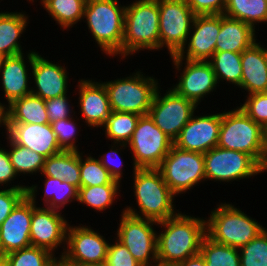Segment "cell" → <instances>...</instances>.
<instances>
[{
  "mask_svg": "<svg viewBox=\"0 0 267 266\" xmlns=\"http://www.w3.org/2000/svg\"><path fill=\"white\" fill-rule=\"evenodd\" d=\"M158 263L177 265L200 253L201 242L206 236L204 217L186 215L181 211L175 216L158 222Z\"/></svg>",
  "mask_w": 267,
  "mask_h": 266,
  "instance_id": "cell-1",
  "label": "cell"
},
{
  "mask_svg": "<svg viewBox=\"0 0 267 266\" xmlns=\"http://www.w3.org/2000/svg\"><path fill=\"white\" fill-rule=\"evenodd\" d=\"M133 175V196L139 211L133 206H126L122 209L124 212L156 222L164 221L179 212L175 209L176 196L165 183L158 168H135Z\"/></svg>",
  "mask_w": 267,
  "mask_h": 266,
  "instance_id": "cell-2",
  "label": "cell"
},
{
  "mask_svg": "<svg viewBox=\"0 0 267 266\" xmlns=\"http://www.w3.org/2000/svg\"><path fill=\"white\" fill-rule=\"evenodd\" d=\"M125 6L122 60L141 50H160L158 0H134Z\"/></svg>",
  "mask_w": 267,
  "mask_h": 266,
  "instance_id": "cell-3",
  "label": "cell"
},
{
  "mask_svg": "<svg viewBox=\"0 0 267 266\" xmlns=\"http://www.w3.org/2000/svg\"><path fill=\"white\" fill-rule=\"evenodd\" d=\"M119 3V0H87L83 21L102 54L122 59L126 6Z\"/></svg>",
  "mask_w": 267,
  "mask_h": 266,
  "instance_id": "cell-4",
  "label": "cell"
},
{
  "mask_svg": "<svg viewBox=\"0 0 267 266\" xmlns=\"http://www.w3.org/2000/svg\"><path fill=\"white\" fill-rule=\"evenodd\" d=\"M218 147L252 156L267 171V151L263 127L251 119L239 106L221 113Z\"/></svg>",
  "mask_w": 267,
  "mask_h": 266,
  "instance_id": "cell-5",
  "label": "cell"
},
{
  "mask_svg": "<svg viewBox=\"0 0 267 266\" xmlns=\"http://www.w3.org/2000/svg\"><path fill=\"white\" fill-rule=\"evenodd\" d=\"M206 220V236L216 243L241 248L247 245L266 227L235 204L222 202Z\"/></svg>",
  "mask_w": 267,
  "mask_h": 266,
  "instance_id": "cell-6",
  "label": "cell"
},
{
  "mask_svg": "<svg viewBox=\"0 0 267 266\" xmlns=\"http://www.w3.org/2000/svg\"><path fill=\"white\" fill-rule=\"evenodd\" d=\"M108 93L111 111L148 115L154 96L160 87L155 76L135 70L129 76L101 81Z\"/></svg>",
  "mask_w": 267,
  "mask_h": 266,
  "instance_id": "cell-7",
  "label": "cell"
},
{
  "mask_svg": "<svg viewBox=\"0 0 267 266\" xmlns=\"http://www.w3.org/2000/svg\"><path fill=\"white\" fill-rule=\"evenodd\" d=\"M38 188L41 189L37 184L27 186V196L33 201L30 241L32 246L46 249L55 256L58 247L63 245L61 247L63 250L58 255L60 259L65 251L70 222L63 216L62 211L38 206L36 199Z\"/></svg>",
  "mask_w": 267,
  "mask_h": 266,
  "instance_id": "cell-8",
  "label": "cell"
},
{
  "mask_svg": "<svg viewBox=\"0 0 267 266\" xmlns=\"http://www.w3.org/2000/svg\"><path fill=\"white\" fill-rule=\"evenodd\" d=\"M158 169L176 197L206 181L204 153L182 150L174 145Z\"/></svg>",
  "mask_w": 267,
  "mask_h": 266,
  "instance_id": "cell-9",
  "label": "cell"
},
{
  "mask_svg": "<svg viewBox=\"0 0 267 266\" xmlns=\"http://www.w3.org/2000/svg\"><path fill=\"white\" fill-rule=\"evenodd\" d=\"M174 145L149 115L140 116L127 148L132 154V168H158Z\"/></svg>",
  "mask_w": 267,
  "mask_h": 266,
  "instance_id": "cell-10",
  "label": "cell"
},
{
  "mask_svg": "<svg viewBox=\"0 0 267 266\" xmlns=\"http://www.w3.org/2000/svg\"><path fill=\"white\" fill-rule=\"evenodd\" d=\"M120 216L115 238L126 246L135 260L142 266H151L158 263V232L154 228L155 225L157 227L158 222L135 217L124 211Z\"/></svg>",
  "mask_w": 267,
  "mask_h": 266,
  "instance_id": "cell-11",
  "label": "cell"
},
{
  "mask_svg": "<svg viewBox=\"0 0 267 266\" xmlns=\"http://www.w3.org/2000/svg\"><path fill=\"white\" fill-rule=\"evenodd\" d=\"M204 160L206 181L232 183L267 172L252 156L218 146L204 153Z\"/></svg>",
  "mask_w": 267,
  "mask_h": 266,
  "instance_id": "cell-12",
  "label": "cell"
},
{
  "mask_svg": "<svg viewBox=\"0 0 267 266\" xmlns=\"http://www.w3.org/2000/svg\"><path fill=\"white\" fill-rule=\"evenodd\" d=\"M160 50L176 55L185 45L196 14L185 0H158ZM164 47V48H163Z\"/></svg>",
  "mask_w": 267,
  "mask_h": 266,
  "instance_id": "cell-13",
  "label": "cell"
},
{
  "mask_svg": "<svg viewBox=\"0 0 267 266\" xmlns=\"http://www.w3.org/2000/svg\"><path fill=\"white\" fill-rule=\"evenodd\" d=\"M160 89V90H159ZM158 88L148 115L154 124L173 141L198 109L193 101L177 94L171 87L161 93Z\"/></svg>",
  "mask_w": 267,
  "mask_h": 266,
  "instance_id": "cell-14",
  "label": "cell"
},
{
  "mask_svg": "<svg viewBox=\"0 0 267 266\" xmlns=\"http://www.w3.org/2000/svg\"><path fill=\"white\" fill-rule=\"evenodd\" d=\"M170 58H172V66L176 69L175 76L179 79L171 88L180 96L199 105L201 99L204 100V97L209 96L216 91L217 86L219 87L209 61L187 60L177 58L175 55ZM179 72L180 76L177 75Z\"/></svg>",
  "mask_w": 267,
  "mask_h": 266,
  "instance_id": "cell-15",
  "label": "cell"
},
{
  "mask_svg": "<svg viewBox=\"0 0 267 266\" xmlns=\"http://www.w3.org/2000/svg\"><path fill=\"white\" fill-rule=\"evenodd\" d=\"M109 241L89 226L71 225L67 229L66 247L58 263L105 264Z\"/></svg>",
  "mask_w": 267,
  "mask_h": 266,
  "instance_id": "cell-16",
  "label": "cell"
},
{
  "mask_svg": "<svg viewBox=\"0 0 267 266\" xmlns=\"http://www.w3.org/2000/svg\"><path fill=\"white\" fill-rule=\"evenodd\" d=\"M220 126V112L203 116L194 114L174 140V146L186 151L206 153L217 147Z\"/></svg>",
  "mask_w": 267,
  "mask_h": 266,
  "instance_id": "cell-17",
  "label": "cell"
},
{
  "mask_svg": "<svg viewBox=\"0 0 267 266\" xmlns=\"http://www.w3.org/2000/svg\"><path fill=\"white\" fill-rule=\"evenodd\" d=\"M220 15H196L185 45L175 55L187 60L208 61L215 52L220 32Z\"/></svg>",
  "mask_w": 267,
  "mask_h": 266,
  "instance_id": "cell-18",
  "label": "cell"
},
{
  "mask_svg": "<svg viewBox=\"0 0 267 266\" xmlns=\"http://www.w3.org/2000/svg\"><path fill=\"white\" fill-rule=\"evenodd\" d=\"M58 63V64H57ZM33 87L31 93L43 100L68 94L69 72L59 62L49 61L33 49V65L31 67ZM35 85V86H34Z\"/></svg>",
  "mask_w": 267,
  "mask_h": 266,
  "instance_id": "cell-19",
  "label": "cell"
},
{
  "mask_svg": "<svg viewBox=\"0 0 267 266\" xmlns=\"http://www.w3.org/2000/svg\"><path fill=\"white\" fill-rule=\"evenodd\" d=\"M33 201L26 195L0 226L2 257L12 251L32 246L30 241Z\"/></svg>",
  "mask_w": 267,
  "mask_h": 266,
  "instance_id": "cell-20",
  "label": "cell"
},
{
  "mask_svg": "<svg viewBox=\"0 0 267 266\" xmlns=\"http://www.w3.org/2000/svg\"><path fill=\"white\" fill-rule=\"evenodd\" d=\"M27 56V57H26ZM27 61H26V60ZM28 64V66H27ZM33 65V50L25 53L8 56L0 69V81L6 107L14 100L31 94V71ZM30 66V68H28ZM30 74H29V72ZM29 74V75H28ZM30 86V87H29ZM8 102V104H7Z\"/></svg>",
  "mask_w": 267,
  "mask_h": 266,
  "instance_id": "cell-21",
  "label": "cell"
},
{
  "mask_svg": "<svg viewBox=\"0 0 267 266\" xmlns=\"http://www.w3.org/2000/svg\"><path fill=\"white\" fill-rule=\"evenodd\" d=\"M76 89H78V109L82 115L84 124L88 127H103L107 118L111 114L108 93L104 84L91 79H79Z\"/></svg>",
  "mask_w": 267,
  "mask_h": 266,
  "instance_id": "cell-22",
  "label": "cell"
},
{
  "mask_svg": "<svg viewBox=\"0 0 267 266\" xmlns=\"http://www.w3.org/2000/svg\"><path fill=\"white\" fill-rule=\"evenodd\" d=\"M5 133L15 144L35 151L45 158L63 151L50 123H7Z\"/></svg>",
  "mask_w": 267,
  "mask_h": 266,
  "instance_id": "cell-23",
  "label": "cell"
},
{
  "mask_svg": "<svg viewBox=\"0 0 267 266\" xmlns=\"http://www.w3.org/2000/svg\"><path fill=\"white\" fill-rule=\"evenodd\" d=\"M255 42L241 53L242 79L239 88L247 95L267 92V57L265 45Z\"/></svg>",
  "mask_w": 267,
  "mask_h": 266,
  "instance_id": "cell-24",
  "label": "cell"
},
{
  "mask_svg": "<svg viewBox=\"0 0 267 266\" xmlns=\"http://www.w3.org/2000/svg\"><path fill=\"white\" fill-rule=\"evenodd\" d=\"M255 32L256 30L249 24L221 14V27L215 51L242 53L257 42Z\"/></svg>",
  "mask_w": 267,
  "mask_h": 266,
  "instance_id": "cell-25",
  "label": "cell"
},
{
  "mask_svg": "<svg viewBox=\"0 0 267 266\" xmlns=\"http://www.w3.org/2000/svg\"><path fill=\"white\" fill-rule=\"evenodd\" d=\"M26 12L0 11V53L4 56H12L23 53L19 42L21 35L26 32L29 23Z\"/></svg>",
  "mask_w": 267,
  "mask_h": 266,
  "instance_id": "cell-26",
  "label": "cell"
},
{
  "mask_svg": "<svg viewBox=\"0 0 267 266\" xmlns=\"http://www.w3.org/2000/svg\"><path fill=\"white\" fill-rule=\"evenodd\" d=\"M41 176L67 181L77 189L81 187L80 151H62L45 158Z\"/></svg>",
  "mask_w": 267,
  "mask_h": 266,
  "instance_id": "cell-27",
  "label": "cell"
},
{
  "mask_svg": "<svg viewBox=\"0 0 267 266\" xmlns=\"http://www.w3.org/2000/svg\"><path fill=\"white\" fill-rule=\"evenodd\" d=\"M7 123L48 124L45 100L32 93L6 107Z\"/></svg>",
  "mask_w": 267,
  "mask_h": 266,
  "instance_id": "cell-28",
  "label": "cell"
},
{
  "mask_svg": "<svg viewBox=\"0 0 267 266\" xmlns=\"http://www.w3.org/2000/svg\"><path fill=\"white\" fill-rule=\"evenodd\" d=\"M87 0H40L43 9L46 10L52 20L64 30H69L73 25L80 23L84 17V9Z\"/></svg>",
  "mask_w": 267,
  "mask_h": 266,
  "instance_id": "cell-29",
  "label": "cell"
},
{
  "mask_svg": "<svg viewBox=\"0 0 267 266\" xmlns=\"http://www.w3.org/2000/svg\"><path fill=\"white\" fill-rule=\"evenodd\" d=\"M224 15L249 24L254 29L257 23L267 24L266 0H227Z\"/></svg>",
  "mask_w": 267,
  "mask_h": 266,
  "instance_id": "cell-30",
  "label": "cell"
},
{
  "mask_svg": "<svg viewBox=\"0 0 267 266\" xmlns=\"http://www.w3.org/2000/svg\"><path fill=\"white\" fill-rule=\"evenodd\" d=\"M208 61L212 65L218 85L220 82L226 81V84L240 87L242 79L241 53L215 51Z\"/></svg>",
  "mask_w": 267,
  "mask_h": 266,
  "instance_id": "cell-31",
  "label": "cell"
},
{
  "mask_svg": "<svg viewBox=\"0 0 267 266\" xmlns=\"http://www.w3.org/2000/svg\"><path fill=\"white\" fill-rule=\"evenodd\" d=\"M45 178L44 181V189L42 188L43 194V203L42 205L62 211V208L65 209V206L74 201L78 200V189L69 184L67 181H62L60 179H55L49 176H43Z\"/></svg>",
  "mask_w": 267,
  "mask_h": 266,
  "instance_id": "cell-32",
  "label": "cell"
},
{
  "mask_svg": "<svg viewBox=\"0 0 267 266\" xmlns=\"http://www.w3.org/2000/svg\"><path fill=\"white\" fill-rule=\"evenodd\" d=\"M121 184H105L90 187H80L78 189V200L80 204H85L93 208L96 212L105 211L115 203L120 196Z\"/></svg>",
  "mask_w": 267,
  "mask_h": 266,
  "instance_id": "cell-33",
  "label": "cell"
},
{
  "mask_svg": "<svg viewBox=\"0 0 267 266\" xmlns=\"http://www.w3.org/2000/svg\"><path fill=\"white\" fill-rule=\"evenodd\" d=\"M5 138L7 139V148L9 147L10 161L17 175L21 176L23 174L25 176L27 174V176H36L37 173L40 174L42 172L45 163L44 156L15 144L8 136Z\"/></svg>",
  "mask_w": 267,
  "mask_h": 266,
  "instance_id": "cell-34",
  "label": "cell"
},
{
  "mask_svg": "<svg viewBox=\"0 0 267 266\" xmlns=\"http://www.w3.org/2000/svg\"><path fill=\"white\" fill-rule=\"evenodd\" d=\"M140 115L112 111L102 130L112 143L126 144L130 141Z\"/></svg>",
  "mask_w": 267,
  "mask_h": 266,
  "instance_id": "cell-35",
  "label": "cell"
},
{
  "mask_svg": "<svg viewBox=\"0 0 267 266\" xmlns=\"http://www.w3.org/2000/svg\"><path fill=\"white\" fill-rule=\"evenodd\" d=\"M200 254L206 266H241L238 248L216 243L207 236L201 242Z\"/></svg>",
  "mask_w": 267,
  "mask_h": 266,
  "instance_id": "cell-36",
  "label": "cell"
},
{
  "mask_svg": "<svg viewBox=\"0 0 267 266\" xmlns=\"http://www.w3.org/2000/svg\"><path fill=\"white\" fill-rule=\"evenodd\" d=\"M6 266H58L56 257L46 249L29 246L3 256Z\"/></svg>",
  "mask_w": 267,
  "mask_h": 266,
  "instance_id": "cell-37",
  "label": "cell"
},
{
  "mask_svg": "<svg viewBox=\"0 0 267 266\" xmlns=\"http://www.w3.org/2000/svg\"><path fill=\"white\" fill-rule=\"evenodd\" d=\"M80 152V179L81 187L98 186L105 184H122L115 181L101 164L99 159L93 157L91 153ZM87 155V156H86ZM85 157V158H84Z\"/></svg>",
  "mask_w": 267,
  "mask_h": 266,
  "instance_id": "cell-38",
  "label": "cell"
},
{
  "mask_svg": "<svg viewBox=\"0 0 267 266\" xmlns=\"http://www.w3.org/2000/svg\"><path fill=\"white\" fill-rule=\"evenodd\" d=\"M241 266H267V228L239 248Z\"/></svg>",
  "mask_w": 267,
  "mask_h": 266,
  "instance_id": "cell-39",
  "label": "cell"
},
{
  "mask_svg": "<svg viewBox=\"0 0 267 266\" xmlns=\"http://www.w3.org/2000/svg\"><path fill=\"white\" fill-rule=\"evenodd\" d=\"M75 119L74 117H69L50 123L57 142L64 151H79V145L76 144L78 141L76 140L78 139L77 133L81 130H78L80 126L77 124L78 120Z\"/></svg>",
  "mask_w": 267,
  "mask_h": 266,
  "instance_id": "cell-40",
  "label": "cell"
},
{
  "mask_svg": "<svg viewBox=\"0 0 267 266\" xmlns=\"http://www.w3.org/2000/svg\"><path fill=\"white\" fill-rule=\"evenodd\" d=\"M247 99L240 108L262 127L267 124V92L245 96Z\"/></svg>",
  "mask_w": 267,
  "mask_h": 266,
  "instance_id": "cell-41",
  "label": "cell"
},
{
  "mask_svg": "<svg viewBox=\"0 0 267 266\" xmlns=\"http://www.w3.org/2000/svg\"><path fill=\"white\" fill-rule=\"evenodd\" d=\"M113 144V145H112ZM110 145V150L106 152L105 154L99 155L98 159L101 162V164L107 169L109 172L110 176L118 182H122V177H123V162L121 159V151L123 149H127L126 144L122 143H112ZM117 146V147H116ZM124 147V148H123ZM120 152V153H119ZM118 158V159H117ZM117 160V161H116ZM119 161V162H118Z\"/></svg>",
  "mask_w": 267,
  "mask_h": 266,
  "instance_id": "cell-42",
  "label": "cell"
},
{
  "mask_svg": "<svg viewBox=\"0 0 267 266\" xmlns=\"http://www.w3.org/2000/svg\"><path fill=\"white\" fill-rule=\"evenodd\" d=\"M69 97L70 96L66 94L45 100L49 123L76 116L75 111H73L75 107H73L72 104L70 105Z\"/></svg>",
  "mask_w": 267,
  "mask_h": 266,
  "instance_id": "cell-43",
  "label": "cell"
},
{
  "mask_svg": "<svg viewBox=\"0 0 267 266\" xmlns=\"http://www.w3.org/2000/svg\"><path fill=\"white\" fill-rule=\"evenodd\" d=\"M114 240L113 243H109L105 266H142L135 260L125 245L116 238Z\"/></svg>",
  "mask_w": 267,
  "mask_h": 266,
  "instance_id": "cell-44",
  "label": "cell"
},
{
  "mask_svg": "<svg viewBox=\"0 0 267 266\" xmlns=\"http://www.w3.org/2000/svg\"><path fill=\"white\" fill-rule=\"evenodd\" d=\"M2 146V144H0ZM0 146V188L1 186H5L6 188L10 187L16 190H27V185L16 184L10 185L16 178L18 179V175L16 174L13 165L11 164L10 157L8 154V149L5 147L1 148ZM12 181V182H11ZM7 185V186H6ZM9 185V186H8Z\"/></svg>",
  "mask_w": 267,
  "mask_h": 266,
  "instance_id": "cell-45",
  "label": "cell"
},
{
  "mask_svg": "<svg viewBox=\"0 0 267 266\" xmlns=\"http://www.w3.org/2000/svg\"><path fill=\"white\" fill-rule=\"evenodd\" d=\"M26 195L27 190H16L4 186L2 190L0 189V226Z\"/></svg>",
  "mask_w": 267,
  "mask_h": 266,
  "instance_id": "cell-46",
  "label": "cell"
},
{
  "mask_svg": "<svg viewBox=\"0 0 267 266\" xmlns=\"http://www.w3.org/2000/svg\"><path fill=\"white\" fill-rule=\"evenodd\" d=\"M196 15L223 14L227 0H185Z\"/></svg>",
  "mask_w": 267,
  "mask_h": 266,
  "instance_id": "cell-47",
  "label": "cell"
},
{
  "mask_svg": "<svg viewBox=\"0 0 267 266\" xmlns=\"http://www.w3.org/2000/svg\"><path fill=\"white\" fill-rule=\"evenodd\" d=\"M175 266H206V262L199 253L193 257L187 258L186 260L178 263Z\"/></svg>",
  "mask_w": 267,
  "mask_h": 266,
  "instance_id": "cell-48",
  "label": "cell"
},
{
  "mask_svg": "<svg viewBox=\"0 0 267 266\" xmlns=\"http://www.w3.org/2000/svg\"><path fill=\"white\" fill-rule=\"evenodd\" d=\"M7 129V113H6V105L1 103L0 101V127Z\"/></svg>",
  "mask_w": 267,
  "mask_h": 266,
  "instance_id": "cell-49",
  "label": "cell"
},
{
  "mask_svg": "<svg viewBox=\"0 0 267 266\" xmlns=\"http://www.w3.org/2000/svg\"><path fill=\"white\" fill-rule=\"evenodd\" d=\"M58 266H105V264L94 263H58Z\"/></svg>",
  "mask_w": 267,
  "mask_h": 266,
  "instance_id": "cell-50",
  "label": "cell"
},
{
  "mask_svg": "<svg viewBox=\"0 0 267 266\" xmlns=\"http://www.w3.org/2000/svg\"><path fill=\"white\" fill-rule=\"evenodd\" d=\"M263 140L267 151V124L263 126Z\"/></svg>",
  "mask_w": 267,
  "mask_h": 266,
  "instance_id": "cell-51",
  "label": "cell"
},
{
  "mask_svg": "<svg viewBox=\"0 0 267 266\" xmlns=\"http://www.w3.org/2000/svg\"><path fill=\"white\" fill-rule=\"evenodd\" d=\"M5 58H6V56H4L3 54L0 53V69H1V67L3 65V62H4Z\"/></svg>",
  "mask_w": 267,
  "mask_h": 266,
  "instance_id": "cell-52",
  "label": "cell"
},
{
  "mask_svg": "<svg viewBox=\"0 0 267 266\" xmlns=\"http://www.w3.org/2000/svg\"><path fill=\"white\" fill-rule=\"evenodd\" d=\"M0 266H6L3 257L0 258Z\"/></svg>",
  "mask_w": 267,
  "mask_h": 266,
  "instance_id": "cell-53",
  "label": "cell"
},
{
  "mask_svg": "<svg viewBox=\"0 0 267 266\" xmlns=\"http://www.w3.org/2000/svg\"><path fill=\"white\" fill-rule=\"evenodd\" d=\"M151 266H175V265H164V264L156 263V264L151 265Z\"/></svg>",
  "mask_w": 267,
  "mask_h": 266,
  "instance_id": "cell-54",
  "label": "cell"
},
{
  "mask_svg": "<svg viewBox=\"0 0 267 266\" xmlns=\"http://www.w3.org/2000/svg\"><path fill=\"white\" fill-rule=\"evenodd\" d=\"M29 1V3L31 2V3H33L34 2V0H27V2Z\"/></svg>",
  "mask_w": 267,
  "mask_h": 266,
  "instance_id": "cell-55",
  "label": "cell"
}]
</instances>
